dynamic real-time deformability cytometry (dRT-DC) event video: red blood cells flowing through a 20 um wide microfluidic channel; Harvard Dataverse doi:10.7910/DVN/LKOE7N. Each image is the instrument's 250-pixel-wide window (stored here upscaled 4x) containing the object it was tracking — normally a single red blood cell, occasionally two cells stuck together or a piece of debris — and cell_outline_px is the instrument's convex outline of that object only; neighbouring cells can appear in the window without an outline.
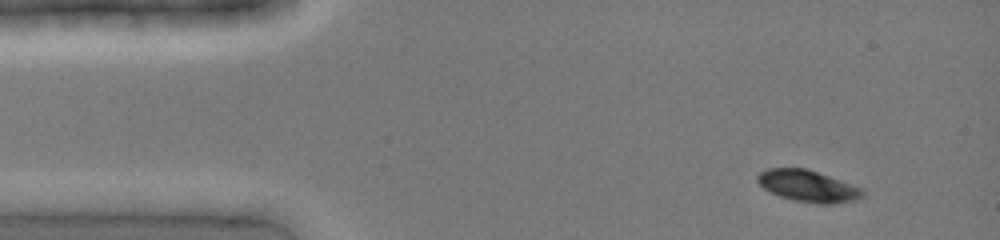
{"species": "common noctule bat (a hibernating species)", "species_latin": "Nyctalus noctula", "temperature_condition": "cold", "stored_images_in_passage": 27, "camera_frame_rate_fps": 3000, "um_per_image_px": 0.085, "animal": {"sex": "female", "body_mass_g": 19.0, "forearm_length_mm": 51.5}, "frame": {"image": 1, "passage_image": 1, "time_ms": 0.0, "image_size_px": [1000, 240], "cell_outline_px": [[864, 196], [852, 200], [836, 204], [816, 204], [792, 200], [780, 196], [764, 188], [756, 180], [756, 176], [760, 172], [768, 168], [808, 168], [864, 188]], "centroid_in_image_um": [68.7, 15.81], "position_along_channel_um": 16.3, "area_um2": 19.59}}
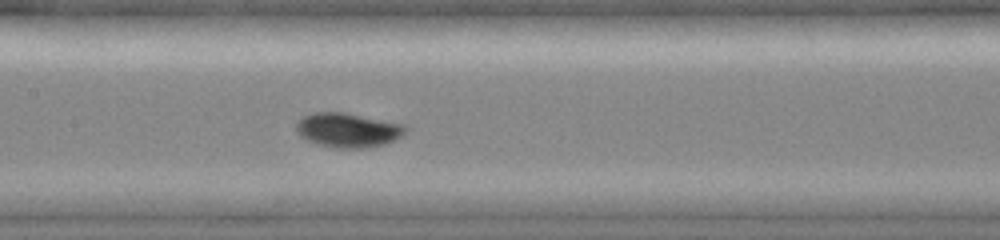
{"frame": {"image": 2, "passage_image": 17, "time_ms": 5.333, "image_size_px": [1000, 240], "cell_outline_px": [[408, 128], [396, 140], [384, 144], [368, 148], [336, 148], [320, 144], [308, 140], [300, 136], [296, 132], [296, 124], [304, 116], [316, 112], [340, 112], [404, 124]], "centroid_in_image_um": [29.58, 11.07], "position_along_channel_um": 177.8, "area_um2": 21.62}}
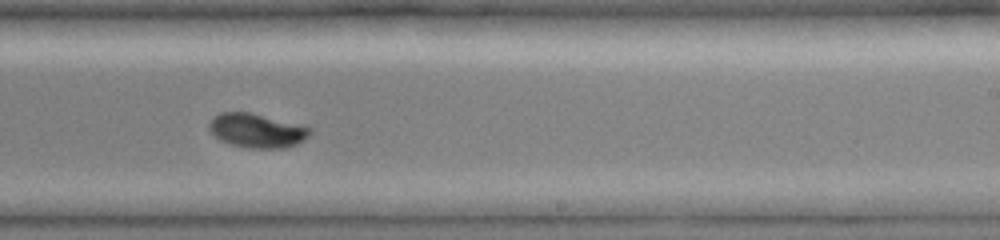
{"frame": {"image": 3, "passage_image": 23, "time_ms": 7.333, "image_size_px": [1000, 240], "cell_outline_px": [[312, 132], [304, 140], [296, 144], [284, 148], [252, 148], [232, 144], [220, 140], [208, 128], [208, 124], [220, 112], [248, 112], [312, 128]], "centroid_in_image_um": [21.84, 11.1], "position_along_channel_um": 267.2, "area_um2": 19.59}}